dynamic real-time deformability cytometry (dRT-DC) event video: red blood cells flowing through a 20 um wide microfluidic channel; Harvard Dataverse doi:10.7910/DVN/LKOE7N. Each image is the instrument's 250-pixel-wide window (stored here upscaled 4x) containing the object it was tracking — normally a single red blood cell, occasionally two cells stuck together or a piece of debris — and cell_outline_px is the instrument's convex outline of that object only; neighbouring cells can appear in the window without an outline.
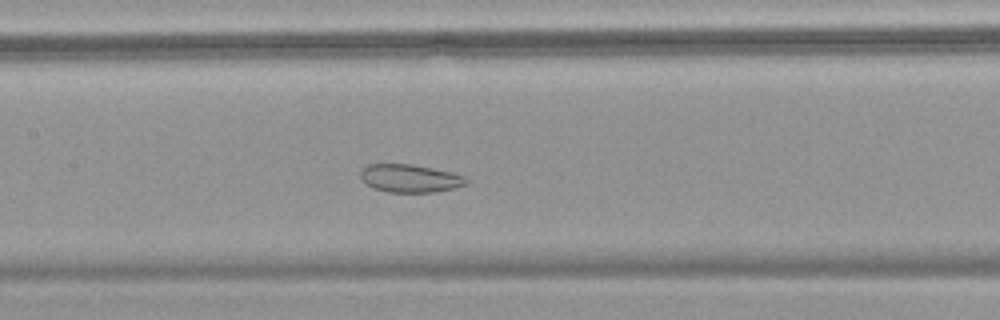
{"species": "common noctule bat (a hibernating species)", "species_latin": "Nyctalus noctula", "temperature_condition": "warm", "stored_images_in_passage": 35, "camera_frame_rate_fps": 3000, "um_per_image_px": 0.085, "animal": {"sex": "female", "body_mass_g": 18.4}, "frame": {"image": 1, "passage_image": 16, "time_ms": 5.0, "image_size_px": [1000, 320], "cell_outline_px": [[468, 180], [464, 184], [452, 188], [436, 192], [388, 192], [372, 188], [364, 184], [360, 176], [360, 172], [368, 164], [412, 164], [452, 172], [464, 176]], "centroid_in_image_um": [34.8, 15.16], "position_along_channel_um": 172.6, "area_um2": 17.22}}
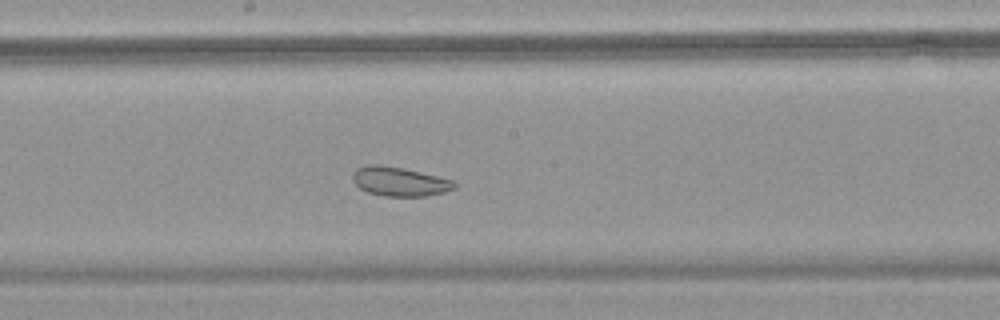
{"frame": {"image": 2, "passage_image": 19, "time_ms": 6.0, "image_size_px": [1000, 320], "cell_outline_px": [[460, 184], [456, 188], [444, 192], [424, 196], [384, 196], [368, 192], [360, 188], [352, 180], [352, 176], [356, 168], [368, 164], [380, 164], [404, 168], [456, 180]], "centroid_in_image_um": [34.01, 15.42], "position_along_channel_um": 214.2, "area_um2": 17.57}}
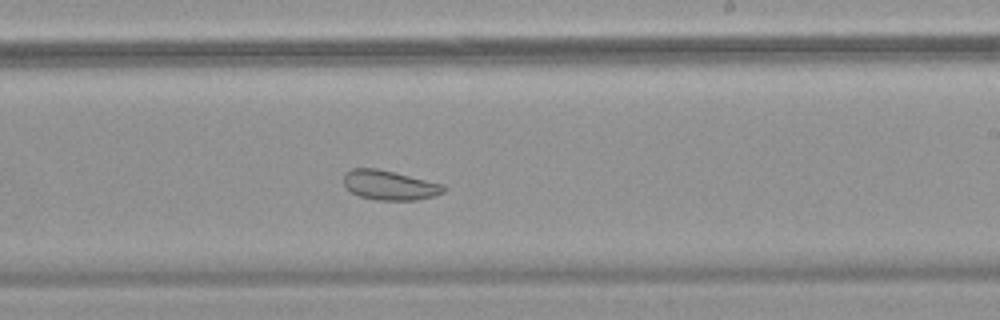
{"frame": {"image": 3, "passage_image": 22, "time_ms": 7.0, "image_size_px": [1000, 320], "cell_outline_px": [[448, 188], [444, 192], [432, 196], [416, 200], [376, 200], [360, 196], [352, 192], [344, 184], [344, 172], [352, 168], [376, 168], [396, 172], [444, 184]], "centroid_in_image_um": [33.13, 15.73], "position_along_channel_um": 255.9, "area_um2": 17.34}}